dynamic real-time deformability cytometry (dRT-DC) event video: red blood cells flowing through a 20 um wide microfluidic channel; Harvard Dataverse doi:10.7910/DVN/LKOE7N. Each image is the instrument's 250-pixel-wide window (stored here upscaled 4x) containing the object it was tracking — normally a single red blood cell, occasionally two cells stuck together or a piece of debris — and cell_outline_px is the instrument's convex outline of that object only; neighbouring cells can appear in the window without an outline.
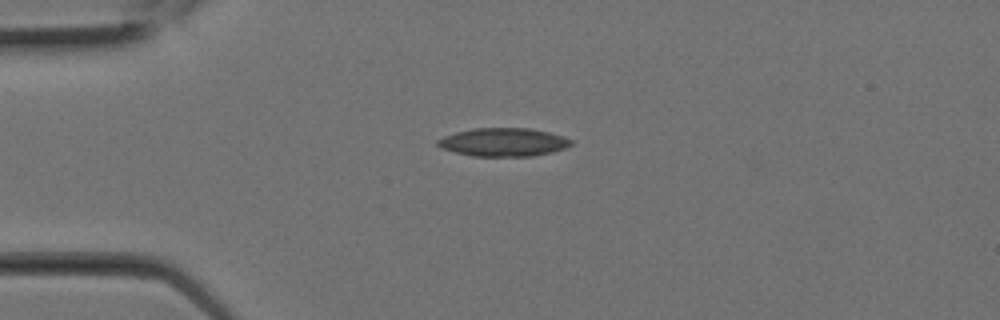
{"species": "Egyptian fruit bat (a non-hibernating species)", "species_latin": "Rousettus aegyptiacus", "temperature_condition": "room temperature", "stored_images_in_passage": 1, "camera_frame_rate_fps": 3000, "um_per_image_px": 0.085, "animal": {"sex": "female"}, "frame": {"image": 1, "passage_image": 1, "time_ms": 0.0, "image_size_px": [1000, 320], "cell_outline_px": [[572, 144], [564, 148], [552, 152], [532, 156], [472, 156], [440, 148], [436, 144], [436, 140], [444, 136], [456, 132], [472, 128], [528, 128], [548, 132], [564, 136], [572, 140]], "centroid_in_image_um": [42.77, 12.08], "position_along_channel_um": 42.2, "area_um2": 22.02}}